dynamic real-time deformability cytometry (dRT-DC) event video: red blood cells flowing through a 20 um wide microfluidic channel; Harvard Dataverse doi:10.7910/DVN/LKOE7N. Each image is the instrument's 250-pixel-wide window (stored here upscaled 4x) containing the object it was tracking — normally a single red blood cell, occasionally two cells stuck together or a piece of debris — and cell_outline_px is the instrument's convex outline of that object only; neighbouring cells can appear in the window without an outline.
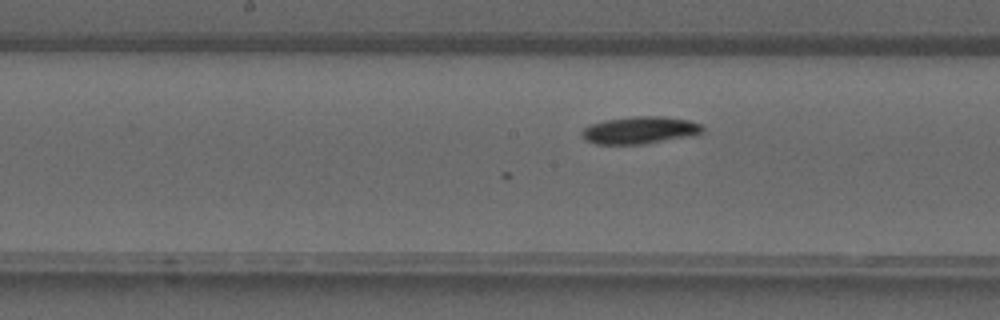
{"species": "common noctule bat (a hibernating species)", "species_latin": "Nyctalus noctula", "temperature_condition": "warm", "stored_images_in_passage": 30, "camera_frame_rate_fps": 3000, "um_per_image_px": 0.085, "animal": {"sex": "male", "forearm_length_mm": 52.5}, "frame": {"image": 1, "passage_image": 10, "time_ms": 3.0, "image_size_px": [1000, 320], "cell_outline_px": [[704, 132], [692, 136], [644, 144], [596, 144], [584, 140], [580, 132], [584, 128], [592, 124], [604, 120], [632, 116], [664, 116], [688, 120], [704, 124]], "centroid_in_image_um": [54.42, 11.06], "position_along_channel_um": 193.8, "area_um2": 19.48}}
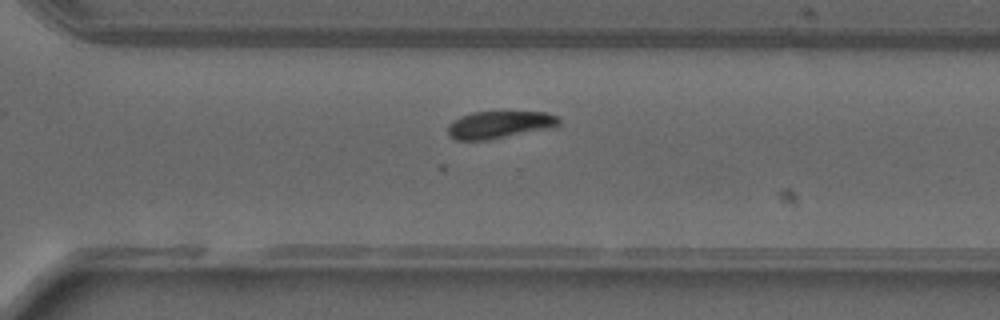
{"frame": {"image": 2, "passage_image": 18, "time_ms": 5.667, "image_size_px": [1000, 320], "cell_outline_px": [[560, 124], [556, 128], [484, 140], [456, 140], [448, 132], [448, 124], [452, 120], [460, 116], [472, 112], [544, 112], [560, 116]], "centroid_in_image_um": [42.51, 10.59], "position_along_channel_um": 328.1, "area_um2": 17.86}}
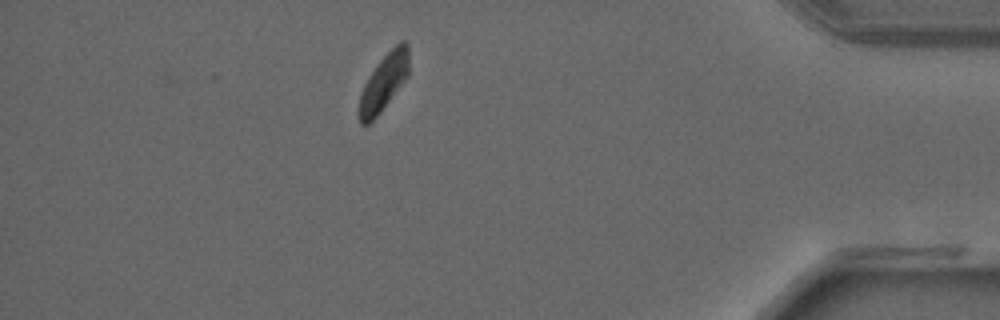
{"frame": {"image": 3, "passage_image": 25, "time_ms": 8.0, "image_size_px": [1000, 320], "cell_outline_px": [[408, 76], [380, 112], [368, 124], [360, 124], [356, 112], [360, 92], [368, 76], [376, 64], [400, 40], [408, 40]], "centroid_in_image_um": [32.58, 7.01], "position_along_channel_um": 402.6, "area_um2": 16.65}}